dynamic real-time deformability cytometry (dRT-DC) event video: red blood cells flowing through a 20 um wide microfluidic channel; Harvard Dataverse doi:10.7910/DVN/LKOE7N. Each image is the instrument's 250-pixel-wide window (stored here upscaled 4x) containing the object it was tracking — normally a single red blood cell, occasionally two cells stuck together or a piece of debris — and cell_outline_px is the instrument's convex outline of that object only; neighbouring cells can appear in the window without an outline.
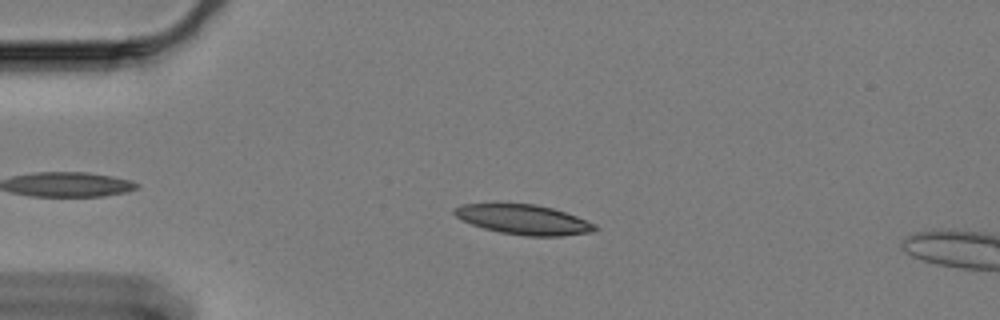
{"species": "Egyptian fruit bat (a non-hibernating species)", "species_latin": "Rousettus aegyptiacus", "temperature_condition": "cold", "stored_images_in_passage": 10, "camera_frame_rate_fps": 3000, "um_per_image_px": 0.085, "animal": {"sex": "female"}, "frame": {"image": 1, "passage_image": 6, "time_ms": 1.667, "image_size_px": [1000, 320], "cell_outline_px": [[600, 228], [592, 232], [560, 236], [524, 236], [500, 232], [484, 228], [460, 220], [452, 212], [452, 208], [464, 204], [496, 200], [536, 204], [552, 208], [576, 216], [596, 224]], "centroid_in_image_um": [44.42, 18.61], "position_along_channel_um": 40.6, "area_um2": 25.43}}